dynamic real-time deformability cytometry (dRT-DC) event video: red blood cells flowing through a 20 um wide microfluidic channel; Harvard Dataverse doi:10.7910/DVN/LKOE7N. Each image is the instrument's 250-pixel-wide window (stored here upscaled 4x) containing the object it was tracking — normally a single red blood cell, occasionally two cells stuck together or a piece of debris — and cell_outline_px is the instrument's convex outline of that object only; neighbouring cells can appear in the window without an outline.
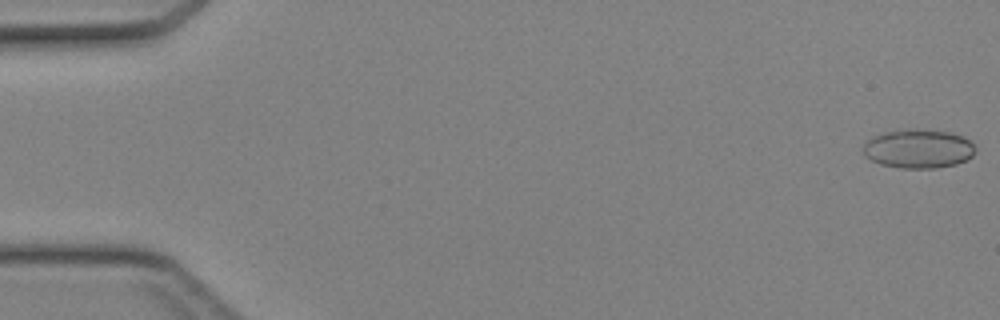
{"species": "Egyptian fruit bat (a non-hibernating species)", "species_latin": "Rousettus aegyptiacus", "temperature_condition": "cold", "stored_images_in_passage": 45, "camera_frame_rate_fps": 3000, "um_per_image_px": 0.085, "animal": {"sex": "female"}, "frame": {"image": 1, "passage_image": 1, "time_ms": 0.0, "image_size_px": [1000, 320], "cell_outline_px": [[976, 152], [968, 160], [956, 164], [936, 168], [900, 168], [880, 164], [864, 156], [864, 144], [872, 136], [884, 132], [948, 132], [964, 136], [972, 140], [976, 148]], "centroid_in_image_um": [78.12, 12.7], "position_along_channel_um": 6.9, "area_um2": 24.85}}
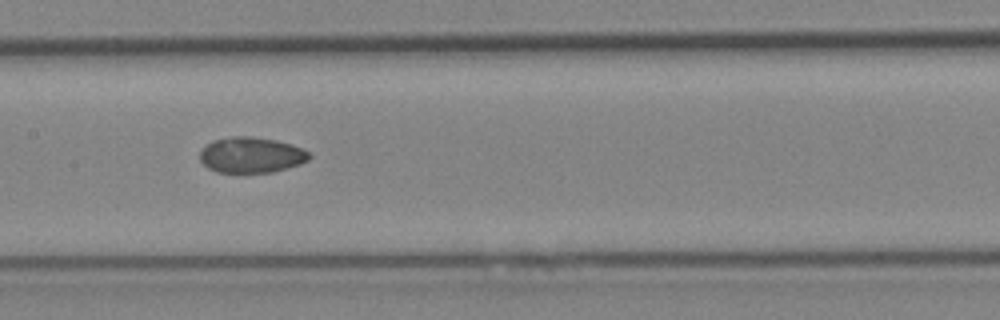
{"frame": {"image": 2, "passage_image": 23, "time_ms": 7.333, "image_size_px": [1000, 320], "cell_outline_px": [[312, 156], [308, 160], [300, 164], [272, 172], [216, 172], [208, 168], [200, 160], [200, 152], [204, 144], [212, 140], [232, 136], [252, 136], [276, 140], [300, 148], [308, 152]], "centroid_in_image_um": [21.31, 13.16], "position_along_channel_um": 186.1, "area_um2": 22.72}}
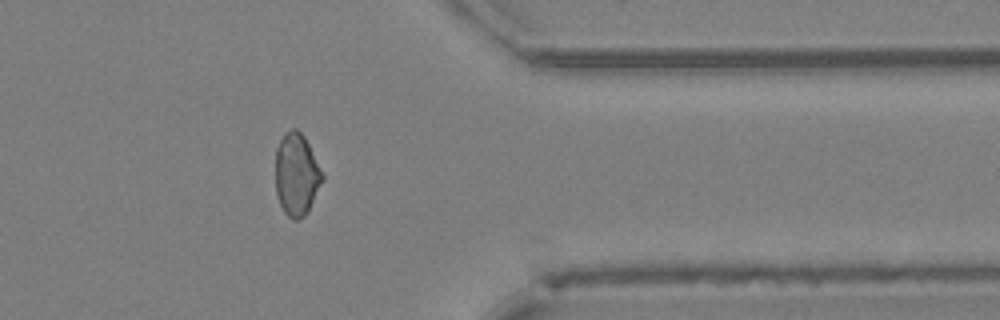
{"frame": {"image": 3, "passage_image": 37, "time_ms": 12.0, "image_size_px": [1000, 320], "cell_outline_px": [[324, 180], [308, 212], [300, 220], [292, 220], [284, 212], [276, 196], [276, 148], [280, 140], [292, 128], [296, 128], [304, 136], [324, 176]], "centroid_in_image_um": [25.21, 14.89], "position_along_channel_um": 386.2, "area_um2": 22.48}}